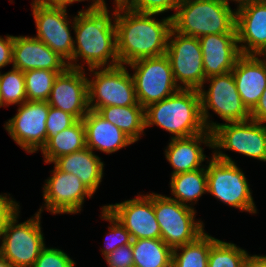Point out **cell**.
Here are the masks:
<instances>
[{
    "label": "cell",
    "instance_id": "obj_1",
    "mask_svg": "<svg viewBox=\"0 0 266 267\" xmlns=\"http://www.w3.org/2000/svg\"><path fill=\"white\" fill-rule=\"evenodd\" d=\"M113 16L116 25L117 55L120 64L128 65L144 58L166 54L172 30V17L160 22L155 13H142L122 7L116 1Z\"/></svg>",
    "mask_w": 266,
    "mask_h": 267
},
{
    "label": "cell",
    "instance_id": "obj_33",
    "mask_svg": "<svg viewBox=\"0 0 266 267\" xmlns=\"http://www.w3.org/2000/svg\"><path fill=\"white\" fill-rule=\"evenodd\" d=\"M106 221H109L111 223V227H108L109 232V238L110 239L106 243V248H103L102 254L105 257L115 249L121 246L128 245L132 242V238L130 236V233L125 229V227L120 223V221L115 218L106 208L105 206L102 207V216Z\"/></svg>",
    "mask_w": 266,
    "mask_h": 267
},
{
    "label": "cell",
    "instance_id": "obj_20",
    "mask_svg": "<svg viewBox=\"0 0 266 267\" xmlns=\"http://www.w3.org/2000/svg\"><path fill=\"white\" fill-rule=\"evenodd\" d=\"M235 28L241 54L257 55L266 46V1L237 9Z\"/></svg>",
    "mask_w": 266,
    "mask_h": 267
},
{
    "label": "cell",
    "instance_id": "obj_19",
    "mask_svg": "<svg viewBox=\"0 0 266 267\" xmlns=\"http://www.w3.org/2000/svg\"><path fill=\"white\" fill-rule=\"evenodd\" d=\"M198 39L206 78L231 72L242 55L237 33L208 34Z\"/></svg>",
    "mask_w": 266,
    "mask_h": 267
},
{
    "label": "cell",
    "instance_id": "obj_5",
    "mask_svg": "<svg viewBox=\"0 0 266 267\" xmlns=\"http://www.w3.org/2000/svg\"><path fill=\"white\" fill-rule=\"evenodd\" d=\"M206 173L208 193L231 207L256 213L246 177L228 155L215 150Z\"/></svg>",
    "mask_w": 266,
    "mask_h": 267
},
{
    "label": "cell",
    "instance_id": "obj_44",
    "mask_svg": "<svg viewBox=\"0 0 266 267\" xmlns=\"http://www.w3.org/2000/svg\"><path fill=\"white\" fill-rule=\"evenodd\" d=\"M84 1V0H81ZM93 3H91L92 5L89 6V8H103V7H107L105 0H92Z\"/></svg>",
    "mask_w": 266,
    "mask_h": 267
},
{
    "label": "cell",
    "instance_id": "obj_3",
    "mask_svg": "<svg viewBox=\"0 0 266 267\" xmlns=\"http://www.w3.org/2000/svg\"><path fill=\"white\" fill-rule=\"evenodd\" d=\"M157 125L185 138L205 132L201 116L200 94L196 89L180 88L169 97L145 108V128Z\"/></svg>",
    "mask_w": 266,
    "mask_h": 267
},
{
    "label": "cell",
    "instance_id": "obj_2",
    "mask_svg": "<svg viewBox=\"0 0 266 267\" xmlns=\"http://www.w3.org/2000/svg\"><path fill=\"white\" fill-rule=\"evenodd\" d=\"M107 7L87 8L78 12L73 19V30L76 35L74 40V53L68 62L70 68L84 69L76 65L78 57L91 68L114 67L120 65L117 55L116 25ZM77 44V47L76 45ZM112 59L110 64L109 59Z\"/></svg>",
    "mask_w": 266,
    "mask_h": 267
},
{
    "label": "cell",
    "instance_id": "obj_21",
    "mask_svg": "<svg viewBox=\"0 0 266 267\" xmlns=\"http://www.w3.org/2000/svg\"><path fill=\"white\" fill-rule=\"evenodd\" d=\"M232 73L240 98L251 111L266 89V63L257 55H241Z\"/></svg>",
    "mask_w": 266,
    "mask_h": 267
},
{
    "label": "cell",
    "instance_id": "obj_43",
    "mask_svg": "<svg viewBox=\"0 0 266 267\" xmlns=\"http://www.w3.org/2000/svg\"><path fill=\"white\" fill-rule=\"evenodd\" d=\"M228 3H229V0H226ZM233 1H236L239 3V6L237 9H240L246 5H249V4H254V3H257V2H264L266 0H233Z\"/></svg>",
    "mask_w": 266,
    "mask_h": 267
},
{
    "label": "cell",
    "instance_id": "obj_40",
    "mask_svg": "<svg viewBox=\"0 0 266 267\" xmlns=\"http://www.w3.org/2000/svg\"><path fill=\"white\" fill-rule=\"evenodd\" d=\"M251 119L262 124L266 123V89L262 93L256 106L250 111Z\"/></svg>",
    "mask_w": 266,
    "mask_h": 267
},
{
    "label": "cell",
    "instance_id": "obj_38",
    "mask_svg": "<svg viewBox=\"0 0 266 267\" xmlns=\"http://www.w3.org/2000/svg\"><path fill=\"white\" fill-rule=\"evenodd\" d=\"M17 202L8 198L6 195H0V237L9 220L18 212Z\"/></svg>",
    "mask_w": 266,
    "mask_h": 267
},
{
    "label": "cell",
    "instance_id": "obj_37",
    "mask_svg": "<svg viewBox=\"0 0 266 267\" xmlns=\"http://www.w3.org/2000/svg\"><path fill=\"white\" fill-rule=\"evenodd\" d=\"M109 267H134L132 243L118 247L105 256Z\"/></svg>",
    "mask_w": 266,
    "mask_h": 267
},
{
    "label": "cell",
    "instance_id": "obj_47",
    "mask_svg": "<svg viewBox=\"0 0 266 267\" xmlns=\"http://www.w3.org/2000/svg\"><path fill=\"white\" fill-rule=\"evenodd\" d=\"M0 107H3V104H2V102H1V98H0Z\"/></svg>",
    "mask_w": 266,
    "mask_h": 267
},
{
    "label": "cell",
    "instance_id": "obj_39",
    "mask_svg": "<svg viewBox=\"0 0 266 267\" xmlns=\"http://www.w3.org/2000/svg\"><path fill=\"white\" fill-rule=\"evenodd\" d=\"M14 36L7 35L6 39L0 36V68L12 63Z\"/></svg>",
    "mask_w": 266,
    "mask_h": 267
},
{
    "label": "cell",
    "instance_id": "obj_23",
    "mask_svg": "<svg viewBox=\"0 0 266 267\" xmlns=\"http://www.w3.org/2000/svg\"><path fill=\"white\" fill-rule=\"evenodd\" d=\"M82 120L85 127L86 147L92 151L95 149L109 154L135 143L96 111L89 110Z\"/></svg>",
    "mask_w": 266,
    "mask_h": 267
},
{
    "label": "cell",
    "instance_id": "obj_10",
    "mask_svg": "<svg viewBox=\"0 0 266 267\" xmlns=\"http://www.w3.org/2000/svg\"><path fill=\"white\" fill-rule=\"evenodd\" d=\"M135 70L132 75L138 103L145 109L178 91L171 63L166 54L144 58L128 64Z\"/></svg>",
    "mask_w": 266,
    "mask_h": 267
},
{
    "label": "cell",
    "instance_id": "obj_25",
    "mask_svg": "<svg viewBox=\"0 0 266 267\" xmlns=\"http://www.w3.org/2000/svg\"><path fill=\"white\" fill-rule=\"evenodd\" d=\"M97 113L123 131L134 142L139 140L145 128V109L133 106H104Z\"/></svg>",
    "mask_w": 266,
    "mask_h": 267
},
{
    "label": "cell",
    "instance_id": "obj_34",
    "mask_svg": "<svg viewBox=\"0 0 266 267\" xmlns=\"http://www.w3.org/2000/svg\"><path fill=\"white\" fill-rule=\"evenodd\" d=\"M124 8L142 12L160 14L168 10H177L182 0H117Z\"/></svg>",
    "mask_w": 266,
    "mask_h": 267
},
{
    "label": "cell",
    "instance_id": "obj_27",
    "mask_svg": "<svg viewBox=\"0 0 266 267\" xmlns=\"http://www.w3.org/2000/svg\"><path fill=\"white\" fill-rule=\"evenodd\" d=\"M134 267H171L172 249L160 239L132 240Z\"/></svg>",
    "mask_w": 266,
    "mask_h": 267
},
{
    "label": "cell",
    "instance_id": "obj_15",
    "mask_svg": "<svg viewBox=\"0 0 266 267\" xmlns=\"http://www.w3.org/2000/svg\"><path fill=\"white\" fill-rule=\"evenodd\" d=\"M52 173L43 187L46 210L52 214L80 212L84 198H91L94 193L74 174L60 171L55 166Z\"/></svg>",
    "mask_w": 266,
    "mask_h": 267
},
{
    "label": "cell",
    "instance_id": "obj_18",
    "mask_svg": "<svg viewBox=\"0 0 266 267\" xmlns=\"http://www.w3.org/2000/svg\"><path fill=\"white\" fill-rule=\"evenodd\" d=\"M13 68L21 71L45 69L64 72L69 66L68 61L54 52L45 43L35 37L14 36Z\"/></svg>",
    "mask_w": 266,
    "mask_h": 267
},
{
    "label": "cell",
    "instance_id": "obj_7",
    "mask_svg": "<svg viewBox=\"0 0 266 267\" xmlns=\"http://www.w3.org/2000/svg\"><path fill=\"white\" fill-rule=\"evenodd\" d=\"M154 213L161 239L173 250L193 242L204 233L203 223L195 221V210L171 197L154 193Z\"/></svg>",
    "mask_w": 266,
    "mask_h": 267
},
{
    "label": "cell",
    "instance_id": "obj_30",
    "mask_svg": "<svg viewBox=\"0 0 266 267\" xmlns=\"http://www.w3.org/2000/svg\"><path fill=\"white\" fill-rule=\"evenodd\" d=\"M58 74L45 69L24 71L27 100L47 101Z\"/></svg>",
    "mask_w": 266,
    "mask_h": 267
},
{
    "label": "cell",
    "instance_id": "obj_12",
    "mask_svg": "<svg viewBox=\"0 0 266 267\" xmlns=\"http://www.w3.org/2000/svg\"><path fill=\"white\" fill-rule=\"evenodd\" d=\"M166 55L170 60L176 84L180 82L184 89L199 90L203 87L206 77L198 38L181 35L172 29Z\"/></svg>",
    "mask_w": 266,
    "mask_h": 267
},
{
    "label": "cell",
    "instance_id": "obj_35",
    "mask_svg": "<svg viewBox=\"0 0 266 267\" xmlns=\"http://www.w3.org/2000/svg\"><path fill=\"white\" fill-rule=\"evenodd\" d=\"M77 121L78 119L70 113L56 109L49 105L46 120L47 136H56L59 132L71 127Z\"/></svg>",
    "mask_w": 266,
    "mask_h": 267
},
{
    "label": "cell",
    "instance_id": "obj_46",
    "mask_svg": "<svg viewBox=\"0 0 266 267\" xmlns=\"http://www.w3.org/2000/svg\"><path fill=\"white\" fill-rule=\"evenodd\" d=\"M263 55V57L265 56L266 57V46L263 48V49H261L260 51H259V53L257 54V56H262ZM264 63H266V58H265V60L263 59L262 60Z\"/></svg>",
    "mask_w": 266,
    "mask_h": 267
},
{
    "label": "cell",
    "instance_id": "obj_32",
    "mask_svg": "<svg viewBox=\"0 0 266 267\" xmlns=\"http://www.w3.org/2000/svg\"><path fill=\"white\" fill-rule=\"evenodd\" d=\"M246 250L217 240L210 248L207 267H242Z\"/></svg>",
    "mask_w": 266,
    "mask_h": 267
},
{
    "label": "cell",
    "instance_id": "obj_45",
    "mask_svg": "<svg viewBox=\"0 0 266 267\" xmlns=\"http://www.w3.org/2000/svg\"><path fill=\"white\" fill-rule=\"evenodd\" d=\"M0 267H14L8 260L0 255Z\"/></svg>",
    "mask_w": 266,
    "mask_h": 267
},
{
    "label": "cell",
    "instance_id": "obj_13",
    "mask_svg": "<svg viewBox=\"0 0 266 267\" xmlns=\"http://www.w3.org/2000/svg\"><path fill=\"white\" fill-rule=\"evenodd\" d=\"M49 104L46 101H25L16 115L6 122L5 129L27 153H34L47 141L46 120Z\"/></svg>",
    "mask_w": 266,
    "mask_h": 267
},
{
    "label": "cell",
    "instance_id": "obj_6",
    "mask_svg": "<svg viewBox=\"0 0 266 267\" xmlns=\"http://www.w3.org/2000/svg\"><path fill=\"white\" fill-rule=\"evenodd\" d=\"M42 207L34 217L17 224L18 212L9 220L1 239L0 255L14 267H32L45 248L41 232L40 218Z\"/></svg>",
    "mask_w": 266,
    "mask_h": 267
},
{
    "label": "cell",
    "instance_id": "obj_41",
    "mask_svg": "<svg viewBox=\"0 0 266 267\" xmlns=\"http://www.w3.org/2000/svg\"><path fill=\"white\" fill-rule=\"evenodd\" d=\"M38 5L48 8H62L66 9L68 5L74 2H80L81 0H33Z\"/></svg>",
    "mask_w": 266,
    "mask_h": 267
},
{
    "label": "cell",
    "instance_id": "obj_11",
    "mask_svg": "<svg viewBox=\"0 0 266 267\" xmlns=\"http://www.w3.org/2000/svg\"><path fill=\"white\" fill-rule=\"evenodd\" d=\"M212 148L228 149L266 161V125L249 119L219 124L212 122Z\"/></svg>",
    "mask_w": 266,
    "mask_h": 267
},
{
    "label": "cell",
    "instance_id": "obj_14",
    "mask_svg": "<svg viewBox=\"0 0 266 267\" xmlns=\"http://www.w3.org/2000/svg\"><path fill=\"white\" fill-rule=\"evenodd\" d=\"M105 208L125 227L132 240L160 239L161 230L154 213V193Z\"/></svg>",
    "mask_w": 266,
    "mask_h": 267
},
{
    "label": "cell",
    "instance_id": "obj_36",
    "mask_svg": "<svg viewBox=\"0 0 266 267\" xmlns=\"http://www.w3.org/2000/svg\"><path fill=\"white\" fill-rule=\"evenodd\" d=\"M75 262L64 251L44 248L32 267H74Z\"/></svg>",
    "mask_w": 266,
    "mask_h": 267
},
{
    "label": "cell",
    "instance_id": "obj_42",
    "mask_svg": "<svg viewBox=\"0 0 266 267\" xmlns=\"http://www.w3.org/2000/svg\"><path fill=\"white\" fill-rule=\"evenodd\" d=\"M242 267H266V256L252 255L248 253L244 258Z\"/></svg>",
    "mask_w": 266,
    "mask_h": 267
},
{
    "label": "cell",
    "instance_id": "obj_16",
    "mask_svg": "<svg viewBox=\"0 0 266 267\" xmlns=\"http://www.w3.org/2000/svg\"><path fill=\"white\" fill-rule=\"evenodd\" d=\"M31 5L37 28L35 38L69 62L74 53V39L70 34L71 21H68L66 9L48 8L34 1Z\"/></svg>",
    "mask_w": 266,
    "mask_h": 267
},
{
    "label": "cell",
    "instance_id": "obj_22",
    "mask_svg": "<svg viewBox=\"0 0 266 267\" xmlns=\"http://www.w3.org/2000/svg\"><path fill=\"white\" fill-rule=\"evenodd\" d=\"M201 143L212 148V133L206 130L194 136L185 138H171V141L165 149V156L168 162L174 168L172 176L201 169L202 162L207 158L200 147Z\"/></svg>",
    "mask_w": 266,
    "mask_h": 267
},
{
    "label": "cell",
    "instance_id": "obj_26",
    "mask_svg": "<svg viewBox=\"0 0 266 267\" xmlns=\"http://www.w3.org/2000/svg\"><path fill=\"white\" fill-rule=\"evenodd\" d=\"M86 148V136L83 120H78L71 127L56 136H47L42 153L44 162L52 163L55 159Z\"/></svg>",
    "mask_w": 266,
    "mask_h": 267
},
{
    "label": "cell",
    "instance_id": "obj_8",
    "mask_svg": "<svg viewBox=\"0 0 266 267\" xmlns=\"http://www.w3.org/2000/svg\"><path fill=\"white\" fill-rule=\"evenodd\" d=\"M91 68L95 78L88 79L89 110L98 111L104 106H133L139 104L133 77L126 67L120 64L114 67Z\"/></svg>",
    "mask_w": 266,
    "mask_h": 267
},
{
    "label": "cell",
    "instance_id": "obj_17",
    "mask_svg": "<svg viewBox=\"0 0 266 267\" xmlns=\"http://www.w3.org/2000/svg\"><path fill=\"white\" fill-rule=\"evenodd\" d=\"M85 75L83 69L68 67L56 77L46 102L82 120L89 111L88 78Z\"/></svg>",
    "mask_w": 266,
    "mask_h": 267
},
{
    "label": "cell",
    "instance_id": "obj_4",
    "mask_svg": "<svg viewBox=\"0 0 266 267\" xmlns=\"http://www.w3.org/2000/svg\"><path fill=\"white\" fill-rule=\"evenodd\" d=\"M171 17L172 29L184 36L236 33V11L226 0H182Z\"/></svg>",
    "mask_w": 266,
    "mask_h": 267
},
{
    "label": "cell",
    "instance_id": "obj_24",
    "mask_svg": "<svg viewBox=\"0 0 266 267\" xmlns=\"http://www.w3.org/2000/svg\"><path fill=\"white\" fill-rule=\"evenodd\" d=\"M55 167L66 173L74 174L93 193L102 182L104 164L89 148L75 151L55 159Z\"/></svg>",
    "mask_w": 266,
    "mask_h": 267
},
{
    "label": "cell",
    "instance_id": "obj_28",
    "mask_svg": "<svg viewBox=\"0 0 266 267\" xmlns=\"http://www.w3.org/2000/svg\"><path fill=\"white\" fill-rule=\"evenodd\" d=\"M171 192L175 201L183 205L188 202L198 201L202 194L207 192V173L201 169L179 173L171 177ZM187 203V204H186Z\"/></svg>",
    "mask_w": 266,
    "mask_h": 267
},
{
    "label": "cell",
    "instance_id": "obj_29",
    "mask_svg": "<svg viewBox=\"0 0 266 267\" xmlns=\"http://www.w3.org/2000/svg\"><path fill=\"white\" fill-rule=\"evenodd\" d=\"M217 240L204 232L193 242L174 248L171 267H207L210 248Z\"/></svg>",
    "mask_w": 266,
    "mask_h": 267
},
{
    "label": "cell",
    "instance_id": "obj_31",
    "mask_svg": "<svg viewBox=\"0 0 266 267\" xmlns=\"http://www.w3.org/2000/svg\"><path fill=\"white\" fill-rule=\"evenodd\" d=\"M0 98L3 106L27 101L23 71L12 68L7 73L0 72Z\"/></svg>",
    "mask_w": 266,
    "mask_h": 267
},
{
    "label": "cell",
    "instance_id": "obj_9",
    "mask_svg": "<svg viewBox=\"0 0 266 267\" xmlns=\"http://www.w3.org/2000/svg\"><path fill=\"white\" fill-rule=\"evenodd\" d=\"M210 82L206 91L201 87L200 94L201 116L208 131H212V121H208V109L217 113L222 120L228 122L246 121L251 119L250 111L243 104L237 90L232 71L223 75H214L205 79Z\"/></svg>",
    "mask_w": 266,
    "mask_h": 267
}]
</instances>
